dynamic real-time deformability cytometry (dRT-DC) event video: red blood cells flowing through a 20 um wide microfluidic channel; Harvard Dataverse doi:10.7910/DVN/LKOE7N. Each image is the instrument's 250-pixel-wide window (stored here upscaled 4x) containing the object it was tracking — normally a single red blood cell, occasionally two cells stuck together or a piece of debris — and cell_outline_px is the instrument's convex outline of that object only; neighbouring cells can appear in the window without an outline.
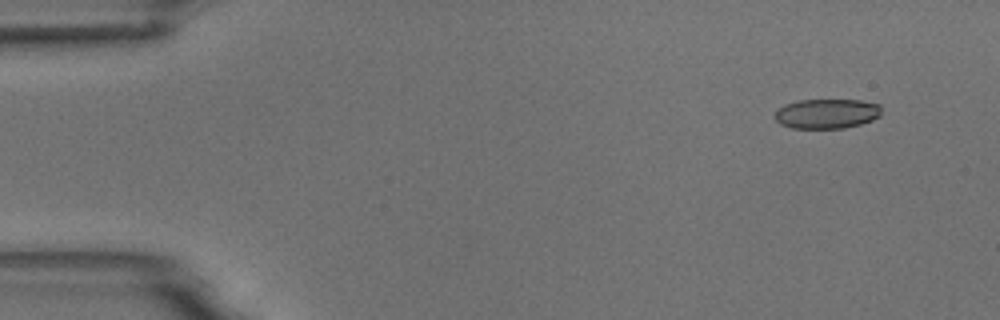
{"species": "common noctule bat (a hibernating species)", "species_latin": "Nyctalus noctula", "temperature_condition": "room temperature", "stored_images_in_passage": 5, "camera_frame_rate_fps": 3000, "um_per_image_px": 0.085, "animal": {"sex": "male", "body_mass_g": 18.8}, "frame": {"image": 1, "passage_image": 2, "time_ms": 1.333, "image_size_px": [1000, 320], "cell_outline_px": [[880, 116], [872, 120], [860, 124], [844, 128], [792, 128], [780, 124], [772, 116], [784, 104], [800, 100], [860, 100], [880, 104]], "centroid_in_image_um": [70.26, 9.66], "position_along_channel_um": 14.7, "area_um2": 18.5}}
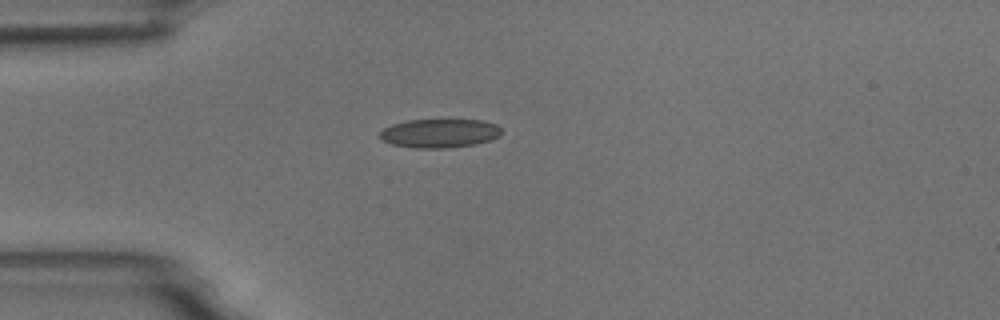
{"frame": {"image": 2, "passage_image": 5, "time_ms": 4.667, "image_size_px": [1000, 320], "cell_outline_px": [[500, 136], [476, 144], [444, 148], [412, 148], [392, 144], [380, 140], [376, 136], [384, 128], [392, 124], [408, 120], [484, 120], [496, 124], [500, 128]], "centroid_in_image_um": [37.31, 11.33], "position_along_channel_um": 47.7, "area_um2": 20.52}}